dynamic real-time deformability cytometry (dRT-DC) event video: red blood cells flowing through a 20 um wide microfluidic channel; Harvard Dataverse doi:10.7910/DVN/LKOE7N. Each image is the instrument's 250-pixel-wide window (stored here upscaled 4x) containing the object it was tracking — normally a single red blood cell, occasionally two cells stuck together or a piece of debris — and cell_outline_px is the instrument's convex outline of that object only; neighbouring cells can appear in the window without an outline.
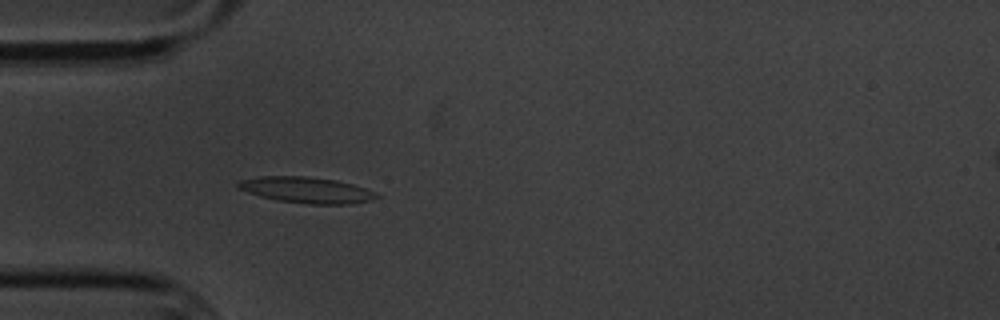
{"species": "common noctule bat (a hibernating species)", "species_latin": "Nyctalus noctula", "temperature_condition": "cold", "stored_images_in_passage": 4, "camera_frame_rate_fps": 3000, "um_per_image_px": 0.085, "animal": {"sex": "male", "body_mass_g": 20.1, "forearm_length_mm": 53.5}, "frame": {"image": 1, "passage_image": 4, "time_ms": 4.667, "image_size_px": [1000, 320], "cell_outline_px": [[380, 196], [372, 200], [352, 204], [308, 204], [276, 200], [260, 196], [236, 188], [236, 184], [240, 180], [260, 176], [308, 176], [336, 180], [352, 184], [376, 192]], "centroid_in_image_um": [26.05, 16.15], "position_along_channel_um": 59.0, "area_um2": 21.1}}